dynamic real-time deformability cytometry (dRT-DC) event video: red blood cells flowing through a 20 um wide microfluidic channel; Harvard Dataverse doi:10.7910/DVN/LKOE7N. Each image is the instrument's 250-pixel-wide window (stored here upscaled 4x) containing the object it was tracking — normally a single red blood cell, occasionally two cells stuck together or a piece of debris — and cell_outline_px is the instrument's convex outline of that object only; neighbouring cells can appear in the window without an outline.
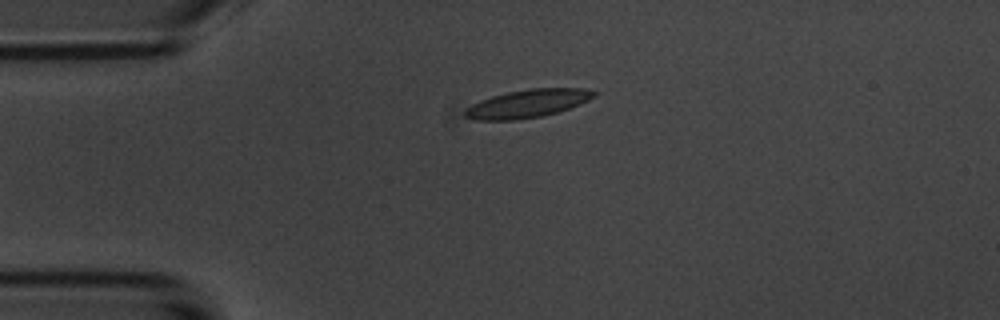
{"species": "common noctule bat (a hibernating species)", "species_latin": "Nyctalus noctula", "temperature_condition": "room temperature", "stored_images_in_passage": 3, "camera_frame_rate_fps": 3000, "um_per_image_px": 0.085, "animal": {"sex": "male", "body_mass_g": 20.1, "forearm_length_mm": 53.5}, "frame": {"image": 1, "passage_image": 1, "time_ms": 0.0, "image_size_px": [1000, 320], "cell_outline_px": [[596, 96], [580, 104], [556, 112], [540, 116], [516, 120], [476, 120], [464, 116], [464, 108], [480, 100], [492, 96], [508, 92], [532, 88], [580, 88], [596, 92]], "centroid_in_image_um": [44.8, 8.8], "position_along_channel_um": 40.2, "area_um2": 20.92}}